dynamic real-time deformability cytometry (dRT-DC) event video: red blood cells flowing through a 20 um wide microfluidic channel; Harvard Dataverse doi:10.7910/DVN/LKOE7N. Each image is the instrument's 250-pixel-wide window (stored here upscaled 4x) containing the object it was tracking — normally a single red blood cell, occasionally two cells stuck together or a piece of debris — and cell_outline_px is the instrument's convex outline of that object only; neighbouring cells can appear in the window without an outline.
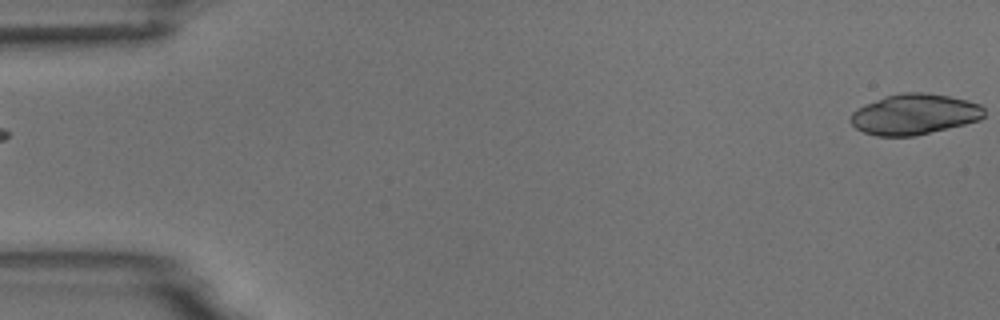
{"species": "common noctule bat (a hibernating species)", "species_latin": "Nyctalus noctula", "temperature_condition": "room temperature", "stored_images_in_passage": 10, "camera_frame_rate_fps": 3000, "um_per_image_px": 0.085, "animal": {"sex": "male", "body_mass_g": 18.8}, "frame": {"image": 1, "passage_image": 1, "time_ms": 0.0, "image_size_px": [1000, 320], "cell_outline_px": [[984, 116], [980, 120], [916, 136], [876, 136], [864, 132], [856, 128], [852, 124], [852, 112], [856, 108], [884, 96], [900, 92], [924, 92], [948, 96], [968, 100], [980, 104], [984, 108]], "centroid_in_image_um": [77.73, 9.7], "position_along_channel_um": 7.3, "area_um2": 31.67}}
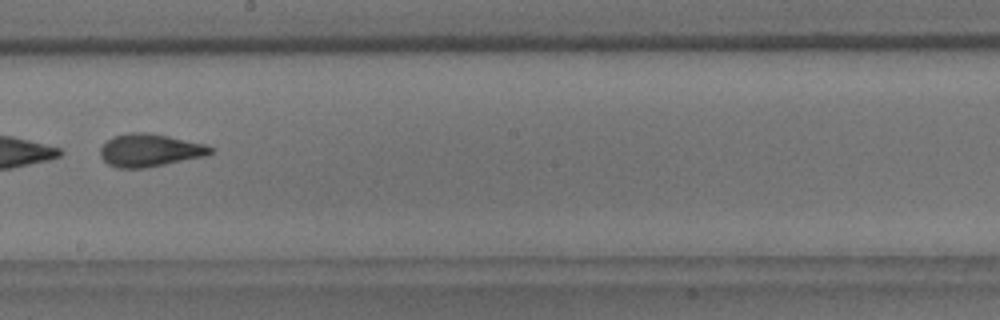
{"frame": {"image": 2, "passage_image": 9, "time_ms": 10.0, "image_size_px": [1000, 320], "cell_outline_px": [[216, 152], [204, 156], [144, 168], [116, 168], [108, 164], [100, 156], [100, 148], [112, 136], [128, 132], [148, 132], [168, 136], [204, 144], [216, 148]], "centroid_in_image_um": [12.73, 12.76], "position_along_channel_um": 235.5, "area_um2": 21.1}}